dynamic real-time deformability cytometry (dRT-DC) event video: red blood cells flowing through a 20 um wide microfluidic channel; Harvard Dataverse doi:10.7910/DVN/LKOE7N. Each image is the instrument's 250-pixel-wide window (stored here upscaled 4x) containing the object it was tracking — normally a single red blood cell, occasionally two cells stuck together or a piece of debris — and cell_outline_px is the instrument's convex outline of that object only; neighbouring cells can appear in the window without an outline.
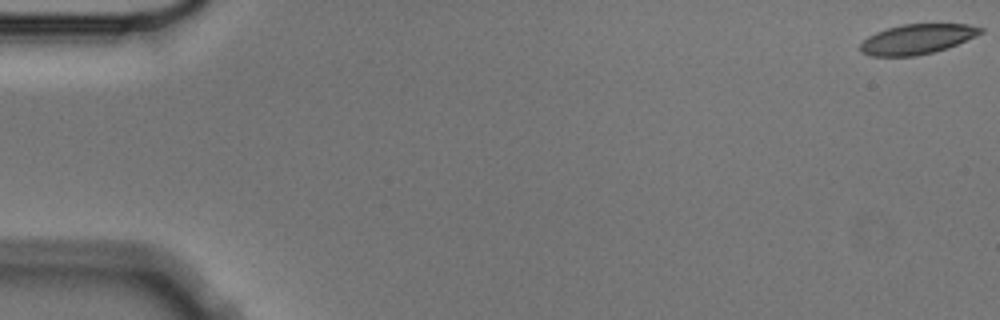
{"species": "Egyptian fruit bat (a non-hibernating species)", "species_latin": "Rousettus aegyptiacus", "temperature_condition": "cold", "stored_images_in_passage": 6, "camera_frame_rate_fps": 3000, "um_per_image_px": 0.085, "animal": {"sex": "male"}, "frame": {"image": 1, "passage_image": 1, "time_ms": 0.0, "image_size_px": [1000, 320], "cell_outline_px": [[984, 32], [976, 36], [948, 48], [916, 56], [872, 56], [860, 52], [860, 44], [868, 36], [876, 32], [888, 28], [904, 24], [968, 24], [984, 28]], "centroid_in_image_um": [77.97, 3.33], "position_along_channel_um": 7.0, "area_um2": 20.98}}